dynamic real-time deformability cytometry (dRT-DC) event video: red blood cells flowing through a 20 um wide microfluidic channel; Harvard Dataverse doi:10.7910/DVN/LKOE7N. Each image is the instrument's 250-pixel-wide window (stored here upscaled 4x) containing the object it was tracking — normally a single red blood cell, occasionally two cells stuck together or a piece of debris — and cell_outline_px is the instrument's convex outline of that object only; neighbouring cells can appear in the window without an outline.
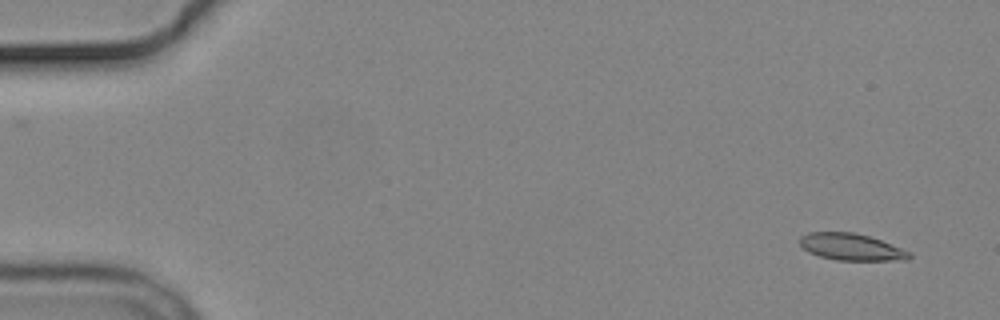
{"species": "common noctule bat (a hibernating species)", "species_latin": "Nyctalus noctula", "temperature_condition": "cold", "stored_images_in_passage": 2, "camera_frame_rate_fps": 3000, "um_per_image_px": 0.085, "animal": {"sex": "male", "body_mass_g": 19.2, "forearm_length_mm": 51.8}, "frame": {"image": 1, "passage_image": 2, "time_ms": 1.333, "image_size_px": [1000, 320], "cell_outline_px": [[912, 256], [908, 260], [836, 260], [820, 256], [808, 252], [800, 244], [800, 236], [808, 232], [852, 232], [868, 236], [880, 240], [912, 252]], "centroid_in_image_um": [72.36, 20.99], "position_along_channel_um": 12.6, "area_um2": 17.05}}